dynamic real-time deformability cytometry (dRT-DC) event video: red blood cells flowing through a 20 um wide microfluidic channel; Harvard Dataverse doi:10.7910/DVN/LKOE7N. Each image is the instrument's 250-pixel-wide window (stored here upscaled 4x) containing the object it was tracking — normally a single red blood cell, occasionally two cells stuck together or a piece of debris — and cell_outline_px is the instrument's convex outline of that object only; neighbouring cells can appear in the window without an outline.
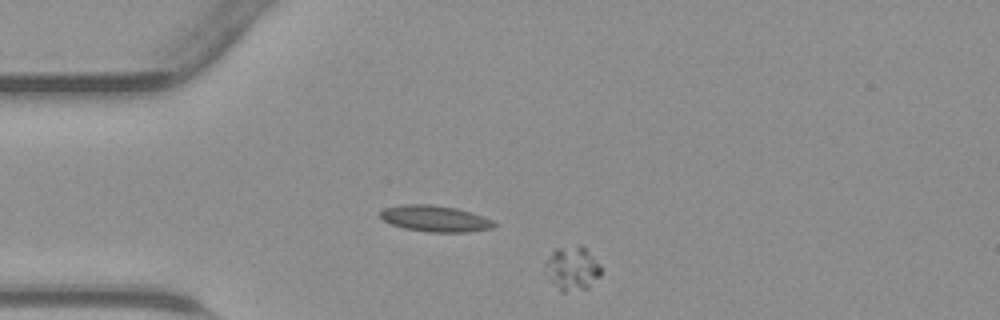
{"species": "common noctule bat (a hibernating species)", "species_latin": "Nyctalus noctula", "temperature_condition": "warm", "stored_images_in_passage": 37, "camera_frame_rate_fps": 3000, "um_per_image_px": 0.085, "animal": {"sex": "male", "body_mass_g": 23.1, "forearm_length_mm": 52.7}, "frame": {"image": 1, "passage_image": 1, "time_ms": 0.0, "image_size_px": [1000, 320], "cell_outline_px": [[600, 276], [588, 288], [564, 292], [560, 292], [548, 280], [544, 264], [552, 252], [556, 248], [580, 244], [600, 264]], "centroid_in_image_um": [48.61, 22.83], "position_along_channel_um": 36.4, "area_um2": 14.33}}
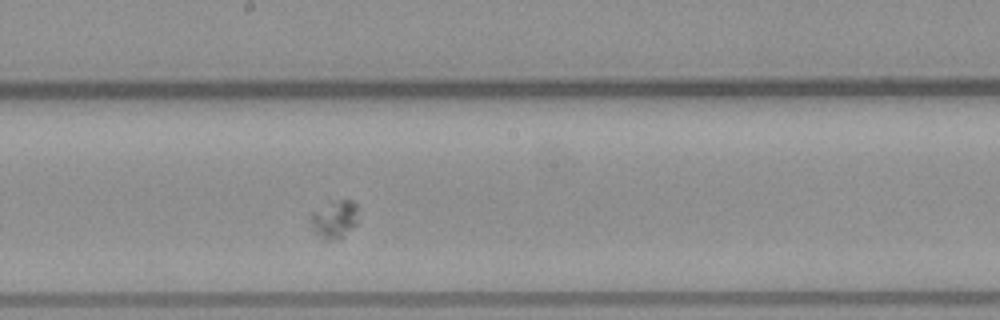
{"frame": {"image": 2, "passage_image": 16, "time_ms": 5.0, "image_size_px": [1000, 320], "cell_outline_px": [[356, 224], [340, 240], [320, 240], [312, 232], [308, 220], [308, 216], [312, 212], [344, 200], [352, 200], [356, 204]], "centroid_in_image_um": [28.35, 18.75], "position_along_channel_um": 219.8, "area_um2": 10.46}}
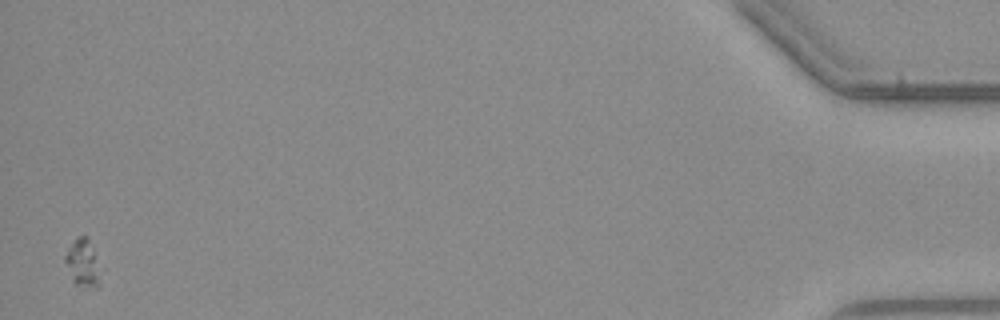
{"frame": {"image": 3, "passage_image": 37, "time_ms": 12.0, "image_size_px": [1000, 320], "cell_outline_px": [[104, 268], [100, 284], [96, 288], [76, 284], [72, 280], [64, 260], [64, 256], [68, 248], [80, 236], [88, 236]], "centroid_in_image_um": [7.14, 22.37], "position_along_channel_um": 428.1, "area_um2": 10.29}}